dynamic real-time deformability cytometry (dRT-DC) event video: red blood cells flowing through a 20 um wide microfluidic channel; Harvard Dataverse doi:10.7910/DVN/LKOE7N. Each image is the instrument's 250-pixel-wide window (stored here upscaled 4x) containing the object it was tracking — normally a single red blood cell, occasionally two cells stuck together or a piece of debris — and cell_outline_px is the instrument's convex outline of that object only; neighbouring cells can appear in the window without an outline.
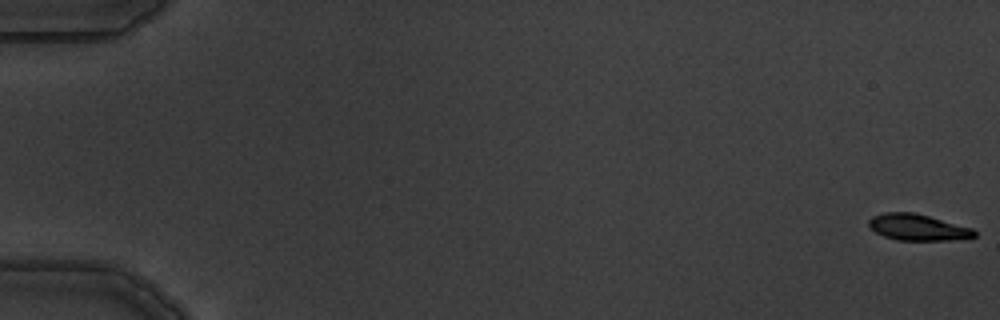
{"species": "common noctule bat (a hibernating species)", "species_latin": "Nyctalus noctula", "temperature_condition": "warm", "stored_images_in_passage": 6, "camera_frame_rate_fps": 3000, "um_per_image_px": 0.085, "animal": {"sex": "male", "body_mass_g": 19.5, "forearm_length_mm": 54.6}, "frame": {"image": 1, "passage_image": 1, "time_ms": 0.0, "image_size_px": [1000, 320], "cell_outline_px": [[976, 236], [952, 240], [896, 240], [884, 236], [876, 232], [868, 224], [868, 220], [872, 216], [884, 212], [912, 212], [928, 216], [972, 228], [976, 232]], "centroid_in_image_um": [77.98, 19.32], "position_along_channel_um": 7.0, "area_um2": 16.01}}
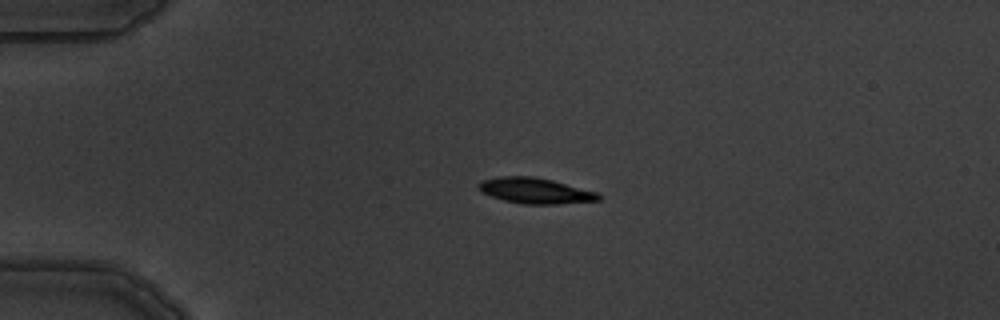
{"frame": {"image": 2, "passage_image": 5, "time_ms": 4.333, "image_size_px": [1000, 320], "cell_outline_px": [[600, 200], [556, 204], [524, 204], [504, 200], [480, 192], [476, 184], [484, 180], [500, 176], [536, 176], [552, 180], [596, 192], [600, 196]], "centroid_in_image_um": [45.45, 16.2], "position_along_channel_um": 39.5, "area_um2": 17.8}}